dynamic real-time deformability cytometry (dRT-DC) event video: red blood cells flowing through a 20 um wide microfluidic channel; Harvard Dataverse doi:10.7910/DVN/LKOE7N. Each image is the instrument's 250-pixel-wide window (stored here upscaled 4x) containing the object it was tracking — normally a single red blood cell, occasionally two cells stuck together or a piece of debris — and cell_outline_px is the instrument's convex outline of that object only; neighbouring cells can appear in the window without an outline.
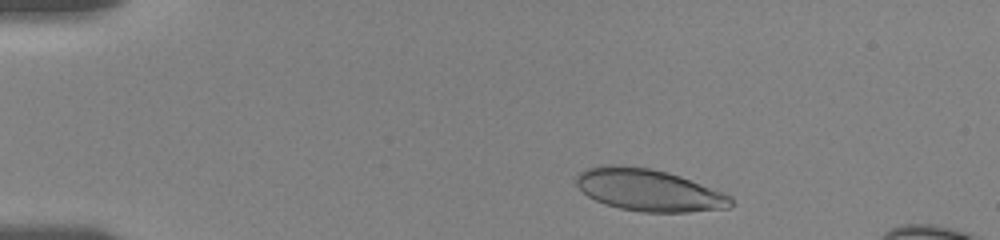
{"species": "human", "species_latin": "Homo sapiens", "temperature_condition": "room temperature", "stored_images_in_passage": 43, "camera_frame_rate_fps": 3000, "um_per_image_px": 0.085, "donor": {"sex": "female"}, "frame": {"image": 1, "passage_image": 4, "time_ms": 1.0, "image_size_px": [1000, 240], "cell_outline_px": [[732, 204], [728, 208], [688, 212], [640, 212], [620, 208], [604, 204], [588, 196], [576, 184], [576, 176], [580, 172], [588, 168], [604, 164], [620, 164], [652, 168], [668, 172], [680, 176], [732, 196]], "centroid_in_image_um": [55.12, 16.15], "position_along_channel_um": 29.9, "area_um2": 37.92}}
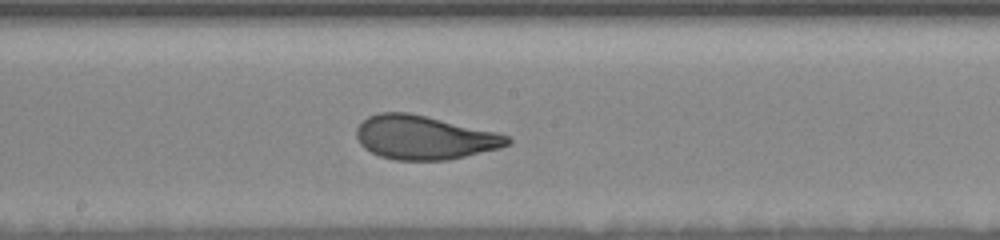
{"frame": {"image": 2, "passage_image": 25, "time_ms": 8.0, "image_size_px": [1000, 240], "cell_outline_px": [[512, 140], [508, 144], [500, 148], [448, 160], [396, 160], [380, 156], [364, 148], [360, 144], [356, 136], [356, 128], [368, 116], [380, 112], [408, 112], [496, 132], [508, 136]], "centroid_in_image_um": [36.04, 11.69], "position_along_channel_um": 212.2, "area_um2": 38.32}}
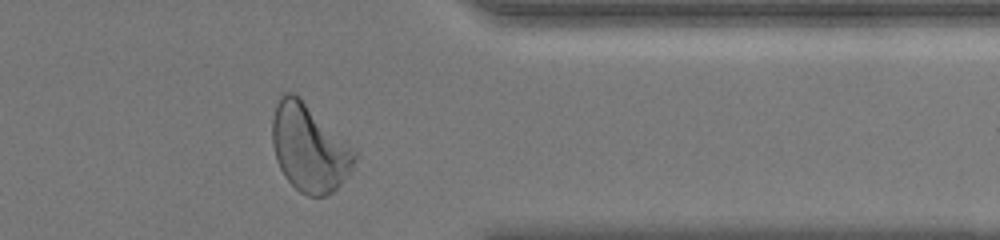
{"frame": {"image": 3, "passage_image": 40, "time_ms": 13.0, "image_size_px": [1000, 240], "cell_outline_px": [[356, 160], [352, 172], [332, 192], [324, 196], [308, 196], [300, 192], [284, 176], [276, 160], [272, 144], [272, 120], [276, 104], [280, 92], [292, 92], [300, 96], [356, 152]], "centroid_in_image_um": [26.26, 12.56], "position_along_channel_um": 385.1, "area_um2": 41.91}, "authors_computed_cell_mechanics": {"area_um2": 38.437, "velocity_mm_per_s": 3.5991, "shape_relaxation_time_tau1_ms": 4.9617, "shape_relaxation_time_tau2_ms": null, "deformation_change_tau1": 0.1795, "deformation_change_tau2": null}}